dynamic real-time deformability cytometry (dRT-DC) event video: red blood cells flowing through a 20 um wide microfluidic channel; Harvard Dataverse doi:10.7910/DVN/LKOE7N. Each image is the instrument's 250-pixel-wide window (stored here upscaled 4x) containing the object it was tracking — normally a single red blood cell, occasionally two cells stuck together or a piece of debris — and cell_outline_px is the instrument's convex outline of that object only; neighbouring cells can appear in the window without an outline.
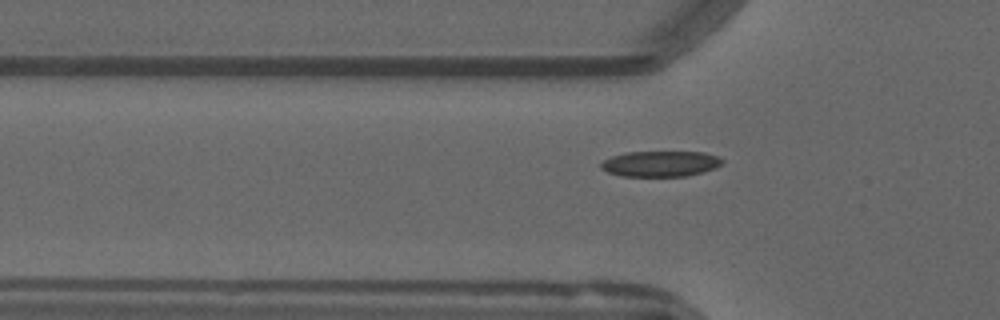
{"species": "common noctule bat (a hibernating species)", "species_latin": "Nyctalus noctula", "temperature_condition": "warm", "stored_images_in_passage": 11, "camera_frame_rate_fps": 3000, "um_per_image_px": 0.085, "animal": {"sex": "male", "forearm_length_mm": 52.5}, "frame": {"image": 1, "passage_image": 8, "time_ms": 2.333, "image_size_px": [1000, 320], "cell_outline_px": [[724, 160], [716, 168], [684, 176], [620, 176], [608, 172], [600, 168], [600, 164], [604, 160], [612, 156], [624, 152], [704, 152], [720, 156]], "centroid_in_image_um": [56.13, 13.91], "position_along_channel_um": 69.7, "area_um2": 18.15}}